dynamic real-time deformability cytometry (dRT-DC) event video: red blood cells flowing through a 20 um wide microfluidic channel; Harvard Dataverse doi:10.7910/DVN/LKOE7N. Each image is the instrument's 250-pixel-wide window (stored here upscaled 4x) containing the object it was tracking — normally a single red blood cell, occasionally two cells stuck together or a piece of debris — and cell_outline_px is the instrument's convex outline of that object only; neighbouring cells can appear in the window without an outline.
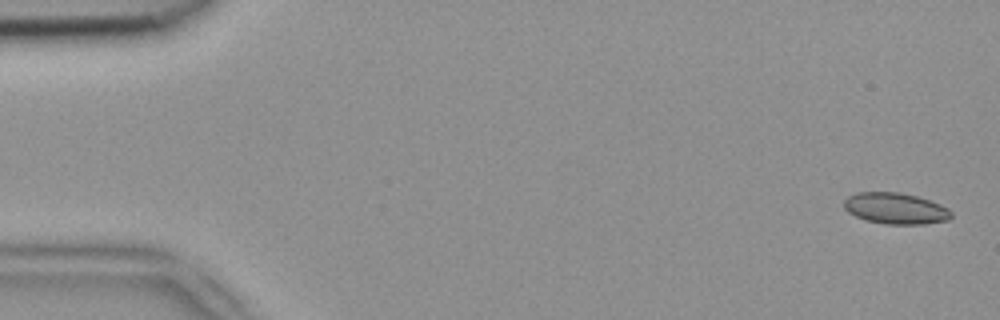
{"species": "common noctule bat (a hibernating species)", "species_latin": "Nyctalus noctula", "temperature_condition": "room temperature", "stored_images_in_passage": 53, "camera_frame_rate_fps": 3000, "um_per_image_px": 0.085, "animal": {"sex": "female", "body_mass_g": 18.4}, "frame": {"image": 1, "passage_image": 2, "time_ms": 0.333, "image_size_px": [1000, 320], "cell_outline_px": [[952, 216], [948, 220], [924, 224], [884, 224], [864, 220], [848, 212], [844, 208], [844, 200], [848, 196], [856, 192], [900, 192], [916, 196], [940, 204], [948, 208], [952, 212]], "centroid_in_image_um": [76.11, 17.72], "position_along_channel_um": 8.9, "area_um2": 19.59}}
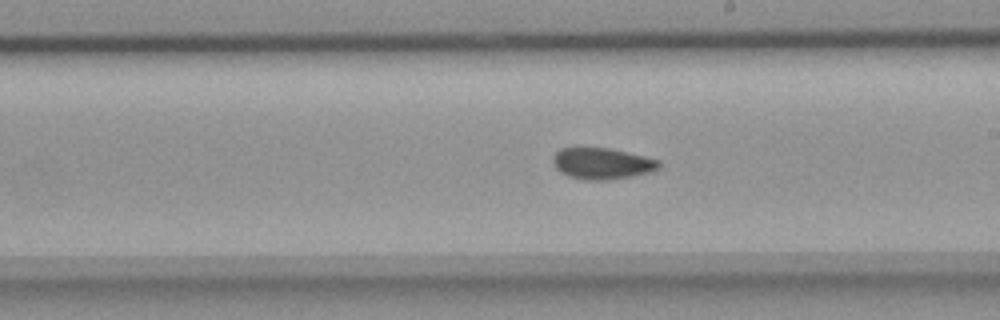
{"frame": {"image": 2, "passage_image": 30, "time_ms": 9.667, "image_size_px": [1000, 320], "cell_outline_px": [[660, 168], [652, 172], [632, 176], [608, 180], [584, 180], [568, 176], [560, 172], [556, 168], [552, 160], [552, 156], [560, 148], [608, 148], [644, 156], [660, 160]], "centroid_in_image_um": [51.18, 13.91], "position_along_channel_um": 237.8, "area_um2": 19.42}}
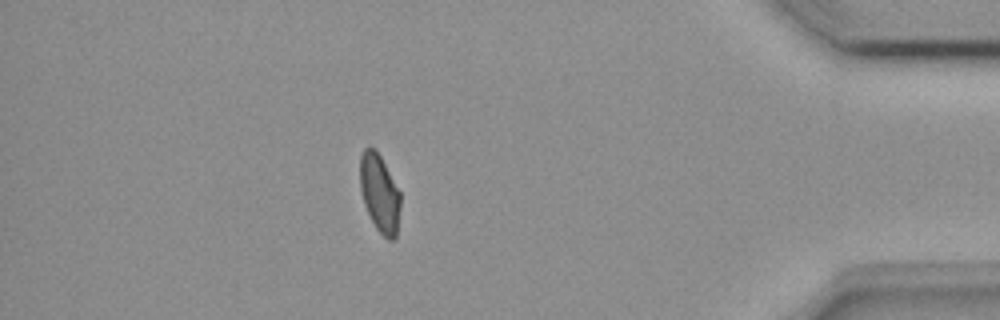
{"frame": {"image": 3, "passage_image": 46, "time_ms": 15.0, "image_size_px": [1000, 320], "cell_outline_px": [[400, 208], [396, 236], [392, 240], [388, 240], [376, 228], [364, 204], [360, 188], [360, 156], [364, 148], [376, 148], [400, 192]], "centroid_in_image_um": [32.26, 16.41], "position_along_channel_um": 402.9, "area_um2": 18.21}, "authors_computed_cell_mechanics": {"area_um2": 19.4786, "velocity_mm_per_s": 3.9088, "shape_relaxation_time_tau1_ms": 5.6829, "shape_relaxation_time_tau2_ms": 2.6016, "deformation_change_tau1": 0.0908, "deformation_change_tau2": 0.0559}}